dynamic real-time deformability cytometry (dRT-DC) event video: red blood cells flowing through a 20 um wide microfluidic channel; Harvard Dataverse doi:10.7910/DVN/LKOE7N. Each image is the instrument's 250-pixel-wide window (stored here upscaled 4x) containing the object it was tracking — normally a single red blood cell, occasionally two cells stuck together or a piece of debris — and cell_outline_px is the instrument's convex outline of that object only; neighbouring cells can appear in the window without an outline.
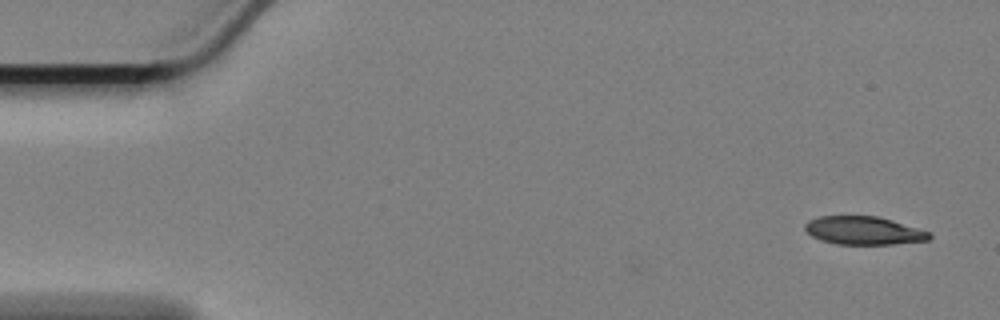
{"species": "Egyptian fruit bat (a non-hibernating species)", "species_latin": "Rousettus aegyptiacus", "temperature_condition": "cold", "stored_images_in_passage": 56, "camera_frame_rate_fps": 3000, "um_per_image_px": 0.085, "animal": {"sex": "female"}, "frame": {"image": 1, "passage_image": 1, "time_ms": 0.0, "image_size_px": [1000, 320], "cell_outline_px": [[932, 236], [928, 240], [892, 244], [836, 244], [820, 240], [812, 236], [804, 228], [804, 224], [808, 220], [820, 216], [876, 216], [892, 220], [932, 232]], "centroid_in_image_um": [73.41, 19.59], "position_along_channel_um": 11.6, "area_um2": 20.46}}
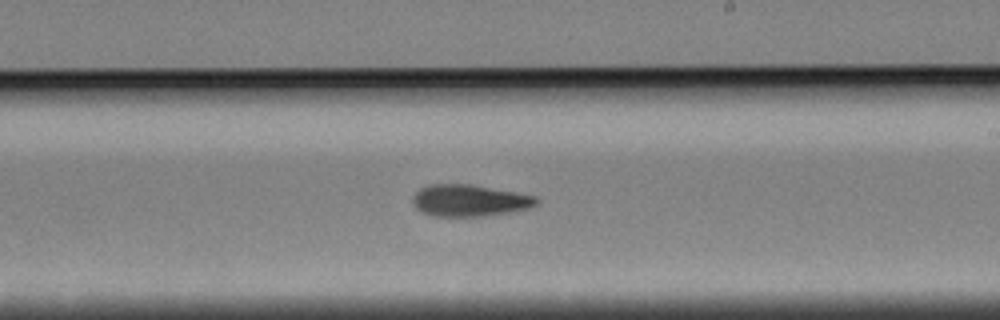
{"frame": {"image": 2, "passage_image": 32, "time_ms": 10.333, "image_size_px": [1000, 320], "cell_outline_px": [[540, 200], [536, 204], [528, 208], [508, 212], [484, 216], [432, 216], [420, 212], [412, 204], [412, 196], [420, 188], [428, 184], [472, 184], [536, 196]], "centroid_in_image_um": [39.85, 17.04], "position_along_channel_um": 249.1, "area_um2": 23.0}}
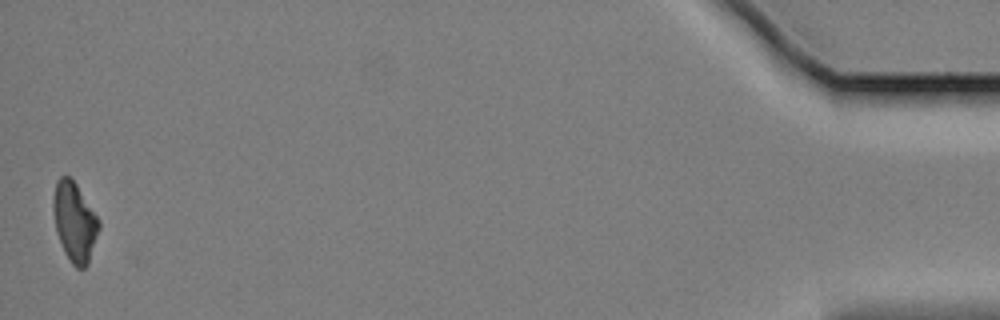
{"frame": {"image": 3, "passage_image": 56, "time_ms": 18.333, "image_size_px": [1000, 320], "cell_outline_px": [[100, 228], [88, 264], [84, 268], [76, 268], [72, 264], [64, 252], [56, 232], [52, 204], [52, 200], [56, 180], [60, 176], [68, 176], [76, 184], [100, 220]], "centroid_in_image_um": [6.33, 18.86], "position_along_channel_um": 428.9, "area_um2": 21.15}, "authors_computed_cell_mechanics": {"area_um2": 22.6576, "velocity_mm_per_s": 3.393, "shape_relaxation_time_tau1_ms": 10.0099, "shape_relaxation_time_tau2_ms": null, "deformation_change_tau1": 0.2016, "deformation_change_tau2": null}}